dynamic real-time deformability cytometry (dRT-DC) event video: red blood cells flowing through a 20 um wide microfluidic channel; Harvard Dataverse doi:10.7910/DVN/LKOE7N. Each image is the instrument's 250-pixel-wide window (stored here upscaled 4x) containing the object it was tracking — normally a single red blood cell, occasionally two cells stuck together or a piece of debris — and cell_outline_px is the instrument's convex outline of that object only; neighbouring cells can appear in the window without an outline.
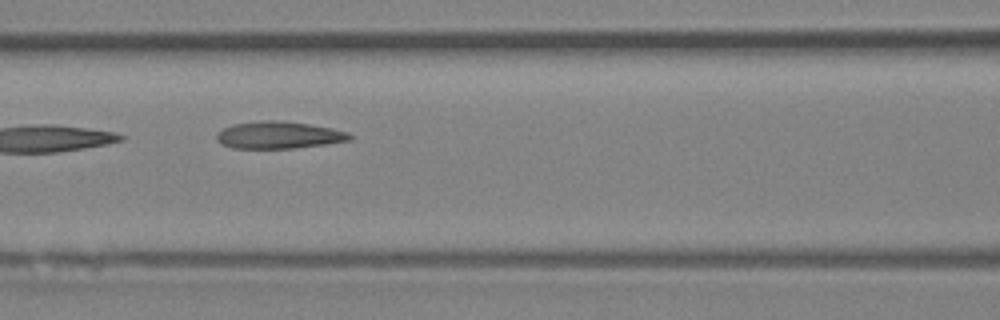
{"species": "Egyptian fruit bat (a non-hibernating species)", "species_latin": "Rousettus aegyptiacus", "temperature_condition": "room temperature", "stored_images_in_passage": 8, "camera_frame_rate_fps": 3000, "um_per_image_px": 0.085, "animal": {"sex": "female"}, "frame": {"image": 1, "passage_image": 6, "time_ms": 6.667, "image_size_px": [1000, 320], "cell_outline_px": [[352, 140], [324, 144], [292, 148], [232, 148], [220, 144], [216, 140], [216, 132], [232, 124], [260, 120], [272, 120], [308, 124], [332, 128], [348, 132], [352, 136]], "centroid_in_image_um": [23.65, 11.48], "position_along_channel_um": 143.0, "area_um2": 21.04}}
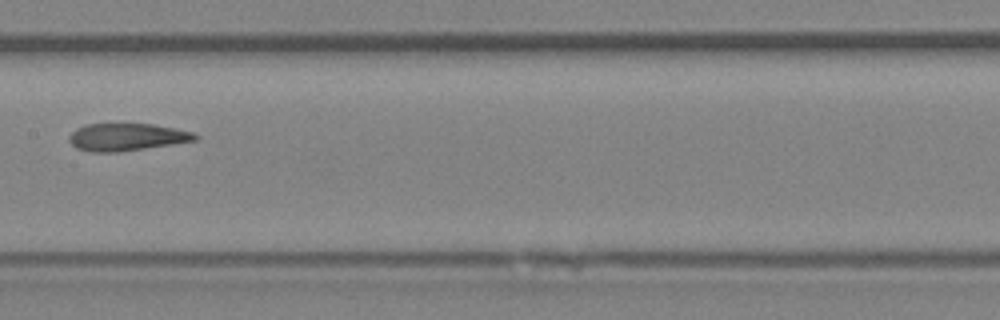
{"frame": {"image": 2, "passage_image": 7, "time_ms": 8.0, "image_size_px": [1000, 320], "cell_outline_px": [[200, 136], [196, 140], [172, 144], [116, 152], [92, 152], [76, 148], [68, 140], [68, 136], [76, 128], [84, 124], [152, 124], [176, 128], [192, 132]], "centroid_in_image_um": [10.75, 11.64], "position_along_channel_um": 196.7, "area_um2": 20.06}}